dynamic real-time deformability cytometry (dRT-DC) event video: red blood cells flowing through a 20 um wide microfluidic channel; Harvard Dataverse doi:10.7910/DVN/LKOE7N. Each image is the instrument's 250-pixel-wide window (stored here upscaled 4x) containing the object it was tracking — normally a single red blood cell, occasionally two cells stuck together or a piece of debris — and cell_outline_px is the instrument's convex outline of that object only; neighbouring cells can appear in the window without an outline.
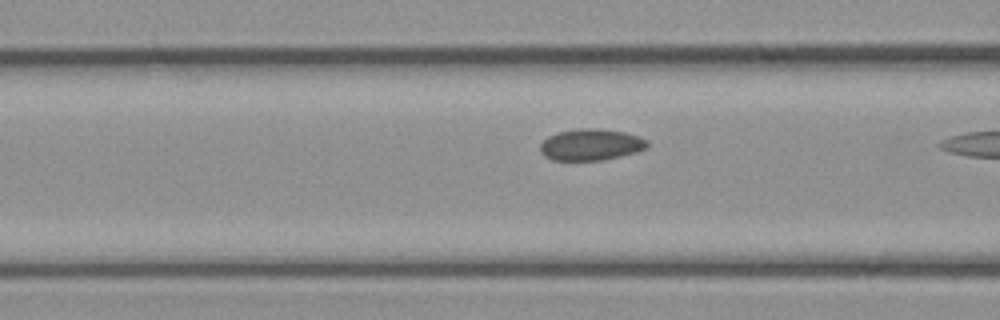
{"species": "common noctule bat (a hibernating species)", "species_latin": "Nyctalus noctula", "temperature_condition": "cold", "stored_images_in_passage": 14, "camera_frame_rate_fps": 3000, "um_per_image_px": 0.085, "animal": {"sex": "female", "body_mass_g": 21.9}, "frame": {"image": 1, "passage_image": 12, "time_ms": 3.667, "image_size_px": [1000, 320], "cell_outline_px": [[648, 148], [636, 152], [604, 160], [552, 160], [544, 156], [540, 152], [540, 144], [548, 136], [560, 132], [580, 128], [592, 128], [624, 132], [640, 136], [648, 140]], "centroid_in_image_um": [50.24, 12.3], "position_along_channel_um": 116.4, "area_um2": 19.65}}